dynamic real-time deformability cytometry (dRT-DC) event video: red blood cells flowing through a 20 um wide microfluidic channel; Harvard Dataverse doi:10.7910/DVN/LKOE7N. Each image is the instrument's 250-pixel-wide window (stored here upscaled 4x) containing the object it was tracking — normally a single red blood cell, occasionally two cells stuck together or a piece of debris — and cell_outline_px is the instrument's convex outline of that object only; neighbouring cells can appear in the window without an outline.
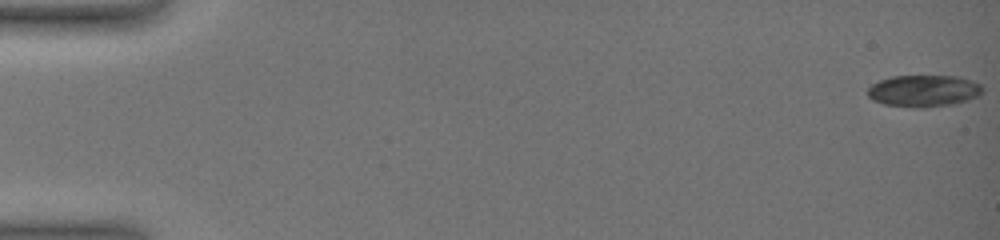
{"species": "common noctule bat (a hibernating species)", "species_latin": "Nyctalus noctula", "temperature_condition": "warm", "stored_images_in_passage": 33, "camera_frame_rate_fps": 3000, "um_per_image_px": 0.085, "animal": {"sex": "female", "body_mass_g": 19.0, "forearm_length_mm": 51.5}, "frame": {"image": 1, "passage_image": 1, "time_ms": 0.0, "image_size_px": [1000, 240], "cell_outline_px": [[984, 88], [980, 96], [968, 100], [952, 104], [924, 108], [920, 108], [884, 104], [872, 100], [868, 96], [868, 88], [872, 84], [880, 80], [892, 76], [960, 76], [972, 80], [980, 84]], "centroid_in_image_um": [78.54, 7.72], "position_along_channel_um": 6.5, "area_um2": 21.44}}
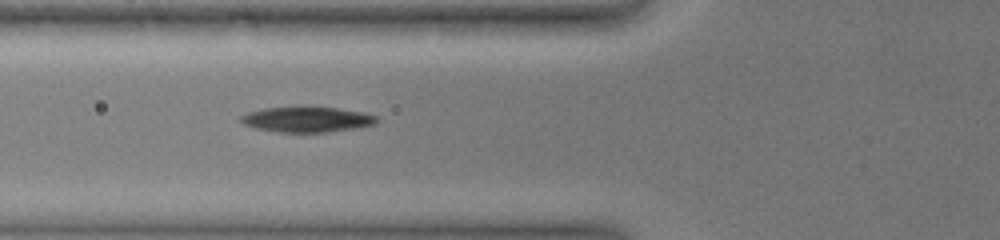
{"frame": {"image": 2, "passage_image": 27, "time_ms": 6.667, "image_size_px": [1000, 240], "cell_outline_px": [[380, 120], [376, 124], [360, 128], [328, 132], [280, 132], [256, 128], [244, 124], [240, 120], [240, 116], [248, 112], [264, 108], [304, 104], [336, 108], [364, 112], [376, 116]], "centroid_in_image_um": [26.13, 10.12], "position_along_channel_um": 99.7, "area_um2": 20.92}}
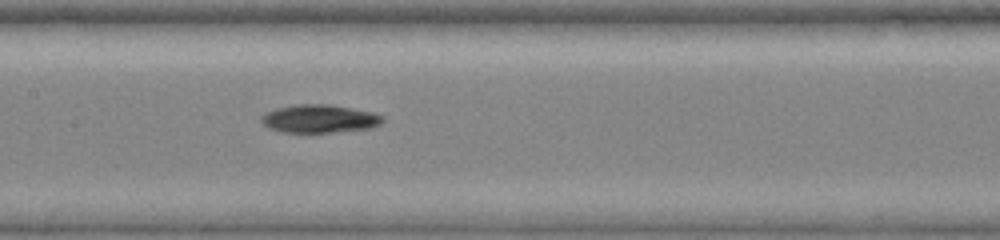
{"frame": {"image": 3, "passage_image": 33, "time_ms": 8.667, "image_size_px": [1000, 240], "cell_outline_px": [[384, 120], [380, 124], [372, 128], [332, 132], [284, 132], [268, 128], [260, 120], [260, 116], [276, 108], [296, 104], [328, 104], [372, 112], [384, 116]], "centroid_in_image_um": [27.15, 10.09], "position_along_channel_um": 180.2, "area_um2": 19.83}}